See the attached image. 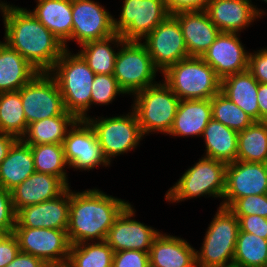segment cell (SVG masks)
I'll use <instances>...</instances> for the list:
<instances>
[{
	"instance_id": "obj_1",
	"label": "cell",
	"mask_w": 267,
	"mask_h": 267,
	"mask_svg": "<svg viewBox=\"0 0 267 267\" xmlns=\"http://www.w3.org/2000/svg\"><path fill=\"white\" fill-rule=\"evenodd\" d=\"M2 18L3 42L39 72H49L65 50L63 43L26 8L9 4Z\"/></svg>"
},
{
	"instance_id": "obj_2",
	"label": "cell",
	"mask_w": 267,
	"mask_h": 267,
	"mask_svg": "<svg viewBox=\"0 0 267 267\" xmlns=\"http://www.w3.org/2000/svg\"><path fill=\"white\" fill-rule=\"evenodd\" d=\"M128 201L94 188L81 192L70 189L67 236L71 245L104 241L115 219Z\"/></svg>"
},
{
	"instance_id": "obj_3",
	"label": "cell",
	"mask_w": 267,
	"mask_h": 267,
	"mask_svg": "<svg viewBox=\"0 0 267 267\" xmlns=\"http://www.w3.org/2000/svg\"><path fill=\"white\" fill-rule=\"evenodd\" d=\"M49 73L57 81L66 111L86 120L95 76L87 62L79 53L65 49Z\"/></svg>"
},
{
	"instance_id": "obj_4",
	"label": "cell",
	"mask_w": 267,
	"mask_h": 267,
	"mask_svg": "<svg viewBox=\"0 0 267 267\" xmlns=\"http://www.w3.org/2000/svg\"><path fill=\"white\" fill-rule=\"evenodd\" d=\"M163 82L180 100L211 99L221 91V79L201 57H188L169 66Z\"/></svg>"
},
{
	"instance_id": "obj_5",
	"label": "cell",
	"mask_w": 267,
	"mask_h": 267,
	"mask_svg": "<svg viewBox=\"0 0 267 267\" xmlns=\"http://www.w3.org/2000/svg\"><path fill=\"white\" fill-rule=\"evenodd\" d=\"M239 220L220 206L206 230L201 249L195 251L196 267H233Z\"/></svg>"
},
{
	"instance_id": "obj_6",
	"label": "cell",
	"mask_w": 267,
	"mask_h": 267,
	"mask_svg": "<svg viewBox=\"0 0 267 267\" xmlns=\"http://www.w3.org/2000/svg\"><path fill=\"white\" fill-rule=\"evenodd\" d=\"M226 165L225 162L213 158L201 157L166 192L167 202L179 203L201 196L206 198L207 195L222 200L225 192Z\"/></svg>"
},
{
	"instance_id": "obj_7",
	"label": "cell",
	"mask_w": 267,
	"mask_h": 267,
	"mask_svg": "<svg viewBox=\"0 0 267 267\" xmlns=\"http://www.w3.org/2000/svg\"><path fill=\"white\" fill-rule=\"evenodd\" d=\"M133 96L131 109L137 115L143 136L154 132L167 135L180 103L177 95L162 80Z\"/></svg>"
},
{
	"instance_id": "obj_8",
	"label": "cell",
	"mask_w": 267,
	"mask_h": 267,
	"mask_svg": "<svg viewBox=\"0 0 267 267\" xmlns=\"http://www.w3.org/2000/svg\"><path fill=\"white\" fill-rule=\"evenodd\" d=\"M120 47L113 76L125 94L131 96L158 83L155 78L159 70L141 41H124Z\"/></svg>"
},
{
	"instance_id": "obj_9",
	"label": "cell",
	"mask_w": 267,
	"mask_h": 267,
	"mask_svg": "<svg viewBox=\"0 0 267 267\" xmlns=\"http://www.w3.org/2000/svg\"><path fill=\"white\" fill-rule=\"evenodd\" d=\"M96 132L99 145L108 162L112 158L134 151L144 139L135 111L114 117H98L86 119Z\"/></svg>"
},
{
	"instance_id": "obj_10",
	"label": "cell",
	"mask_w": 267,
	"mask_h": 267,
	"mask_svg": "<svg viewBox=\"0 0 267 267\" xmlns=\"http://www.w3.org/2000/svg\"><path fill=\"white\" fill-rule=\"evenodd\" d=\"M119 18H113L115 33L125 41H142L170 14L165 0H123Z\"/></svg>"
},
{
	"instance_id": "obj_11",
	"label": "cell",
	"mask_w": 267,
	"mask_h": 267,
	"mask_svg": "<svg viewBox=\"0 0 267 267\" xmlns=\"http://www.w3.org/2000/svg\"><path fill=\"white\" fill-rule=\"evenodd\" d=\"M19 92L27 126L66 111L57 81L49 72H38Z\"/></svg>"
},
{
	"instance_id": "obj_12",
	"label": "cell",
	"mask_w": 267,
	"mask_h": 267,
	"mask_svg": "<svg viewBox=\"0 0 267 267\" xmlns=\"http://www.w3.org/2000/svg\"><path fill=\"white\" fill-rule=\"evenodd\" d=\"M63 147L68 169L72 167L90 171L97 166L111 165L102 152L95 130L87 120L78 119L74 123L67 132Z\"/></svg>"
},
{
	"instance_id": "obj_13",
	"label": "cell",
	"mask_w": 267,
	"mask_h": 267,
	"mask_svg": "<svg viewBox=\"0 0 267 267\" xmlns=\"http://www.w3.org/2000/svg\"><path fill=\"white\" fill-rule=\"evenodd\" d=\"M13 234L21 252L36 256L45 264L69 260L71 244L66 230L14 227Z\"/></svg>"
},
{
	"instance_id": "obj_14",
	"label": "cell",
	"mask_w": 267,
	"mask_h": 267,
	"mask_svg": "<svg viewBox=\"0 0 267 267\" xmlns=\"http://www.w3.org/2000/svg\"><path fill=\"white\" fill-rule=\"evenodd\" d=\"M143 40L154 66L161 73L189 57L180 24L173 15H169Z\"/></svg>"
},
{
	"instance_id": "obj_15",
	"label": "cell",
	"mask_w": 267,
	"mask_h": 267,
	"mask_svg": "<svg viewBox=\"0 0 267 267\" xmlns=\"http://www.w3.org/2000/svg\"><path fill=\"white\" fill-rule=\"evenodd\" d=\"M113 18L97 1L72 0V40L80 46L116 34Z\"/></svg>"
},
{
	"instance_id": "obj_16",
	"label": "cell",
	"mask_w": 267,
	"mask_h": 267,
	"mask_svg": "<svg viewBox=\"0 0 267 267\" xmlns=\"http://www.w3.org/2000/svg\"><path fill=\"white\" fill-rule=\"evenodd\" d=\"M267 194V164L234 161L226 165L225 192L220 206L230 207L238 198Z\"/></svg>"
},
{
	"instance_id": "obj_17",
	"label": "cell",
	"mask_w": 267,
	"mask_h": 267,
	"mask_svg": "<svg viewBox=\"0 0 267 267\" xmlns=\"http://www.w3.org/2000/svg\"><path fill=\"white\" fill-rule=\"evenodd\" d=\"M135 212L129 203L110 227L105 241L114 252L123 250L149 252L154 239L160 234L152 226L136 221Z\"/></svg>"
},
{
	"instance_id": "obj_18",
	"label": "cell",
	"mask_w": 267,
	"mask_h": 267,
	"mask_svg": "<svg viewBox=\"0 0 267 267\" xmlns=\"http://www.w3.org/2000/svg\"><path fill=\"white\" fill-rule=\"evenodd\" d=\"M239 36L238 33L220 32L201 57L221 80L248 69L249 52Z\"/></svg>"
},
{
	"instance_id": "obj_19",
	"label": "cell",
	"mask_w": 267,
	"mask_h": 267,
	"mask_svg": "<svg viewBox=\"0 0 267 267\" xmlns=\"http://www.w3.org/2000/svg\"><path fill=\"white\" fill-rule=\"evenodd\" d=\"M69 213L70 187L54 199L19 209L15 227L67 230Z\"/></svg>"
},
{
	"instance_id": "obj_20",
	"label": "cell",
	"mask_w": 267,
	"mask_h": 267,
	"mask_svg": "<svg viewBox=\"0 0 267 267\" xmlns=\"http://www.w3.org/2000/svg\"><path fill=\"white\" fill-rule=\"evenodd\" d=\"M251 0H209L207 13L220 32L238 33L263 17Z\"/></svg>"
},
{
	"instance_id": "obj_21",
	"label": "cell",
	"mask_w": 267,
	"mask_h": 267,
	"mask_svg": "<svg viewBox=\"0 0 267 267\" xmlns=\"http://www.w3.org/2000/svg\"><path fill=\"white\" fill-rule=\"evenodd\" d=\"M179 22L189 57H202L220 33L207 11L173 15Z\"/></svg>"
},
{
	"instance_id": "obj_22",
	"label": "cell",
	"mask_w": 267,
	"mask_h": 267,
	"mask_svg": "<svg viewBox=\"0 0 267 267\" xmlns=\"http://www.w3.org/2000/svg\"><path fill=\"white\" fill-rule=\"evenodd\" d=\"M68 186L57 176L34 172L11 190L15 212L23 207L39 204L61 195Z\"/></svg>"
},
{
	"instance_id": "obj_23",
	"label": "cell",
	"mask_w": 267,
	"mask_h": 267,
	"mask_svg": "<svg viewBox=\"0 0 267 267\" xmlns=\"http://www.w3.org/2000/svg\"><path fill=\"white\" fill-rule=\"evenodd\" d=\"M195 251L187 240L161 231L149 251L150 267H196Z\"/></svg>"
},
{
	"instance_id": "obj_24",
	"label": "cell",
	"mask_w": 267,
	"mask_h": 267,
	"mask_svg": "<svg viewBox=\"0 0 267 267\" xmlns=\"http://www.w3.org/2000/svg\"><path fill=\"white\" fill-rule=\"evenodd\" d=\"M212 119L211 99L180 100L169 135L174 137H202Z\"/></svg>"
},
{
	"instance_id": "obj_25",
	"label": "cell",
	"mask_w": 267,
	"mask_h": 267,
	"mask_svg": "<svg viewBox=\"0 0 267 267\" xmlns=\"http://www.w3.org/2000/svg\"><path fill=\"white\" fill-rule=\"evenodd\" d=\"M31 14L52 32L68 49L72 41V0H36Z\"/></svg>"
},
{
	"instance_id": "obj_26",
	"label": "cell",
	"mask_w": 267,
	"mask_h": 267,
	"mask_svg": "<svg viewBox=\"0 0 267 267\" xmlns=\"http://www.w3.org/2000/svg\"><path fill=\"white\" fill-rule=\"evenodd\" d=\"M38 72L19 52L0 41V93L19 91Z\"/></svg>"
},
{
	"instance_id": "obj_27",
	"label": "cell",
	"mask_w": 267,
	"mask_h": 267,
	"mask_svg": "<svg viewBox=\"0 0 267 267\" xmlns=\"http://www.w3.org/2000/svg\"><path fill=\"white\" fill-rule=\"evenodd\" d=\"M35 172L31 146L17 139L0 164V187L11 191Z\"/></svg>"
},
{
	"instance_id": "obj_28",
	"label": "cell",
	"mask_w": 267,
	"mask_h": 267,
	"mask_svg": "<svg viewBox=\"0 0 267 267\" xmlns=\"http://www.w3.org/2000/svg\"><path fill=\"white\" fill-rule=\"evenodd\" d=\"M258 86L259 83L248 69L221 80V92L254 121H259Z\"/></svg>"
},
{
	"instance_id": "obj_29",
	"label": "cell",
	"mask_w": 267,
	"mask_h": 267,
	"mask_svg": "<svg viewBox=\"0 0 267 267\" xmlns=\"http://www.w3.org/2000/svg\"><path fill=\"white\" fill-rule=\"evenodd\" d=\"M205 157L232 163L237 160L238 132L215 119H211L203 131Z\"/></svg>"
},
{
	"instance_id": "obj_30",
	"label": "cell",
	"mask_w": 267,
	"mask_h": 267,
	"mask_svg": "<svg viewBox=\"0 0 267 267\" xmlns=\"http://www.w3.org/2000/svg\"><path fill=\"white\" fill-rule=\"evenodd\" d=\"M77 120L72 113L65 111L62 115L29 124L21 139L28 145L63 144L68 130Z\"/></svg>"
},
{
	"instance_id": "obj_31",
	"label": "cell",
	"mask_w": 267,
	"mask_h": 267,
	"mask_svg": "<svg viewBox=\"0 0 267 267\" xmlns=\"http://www.w3.org/2000/svg\"><path fill=\"white\" fill-rule=\"evenodd\" d=\"M124 41L123 37L116 33L108 38L80 45L82 49L78 53L95 74H113L118 54V49L116 52L114 48H119Z\"/></svg>"
},
{
	"instance_id": "obj_32",
	"label": "cell",
	"mask_w": 267,
	"mask_h": 267,
	"mask_svg": "<svg viewBox=\"0 0 267 267\" xmlns=\"http://www.w3.org/2000/svg\"><path fill=\"white\" fill-rule=\"evenodd\" d=\"M237 161L267 164V121H254L238 132Z\"/></svg>"
},
{
	"instance_id": "obj_33",
	"label": "cell",
	"mask_w": 267,
	"mask_h": 267,
	"mask_svg": "<svg viewBox=\"0 0 267 267\" xmlns=\"http://www.w3.org/2000/svg\"><path fill=\"white\" fill-rule=\"evenodd\" d=\"M233 267H267V239L239 229Z\"/></svg>"
},
{
	"instance_id": "obj_34",
	"label": "cell",
	"mask_w": 267,
	"mask_h": 267,
	"mask_svg": "<svg viewBox=\"0 0 267 267\" xmlns=\"http://www.w3.org/2000/svg\"><path fill=\"white\" fill-rule=\"evenodd\" d=\"M27 127L20 92L0 93V132L21 139Z\"/></svg>"
},
{
	"instance_id": "obj_35",
	"label": "cell",
	"mask_w": 267,
	"mask_h": 267,
	"mask_svg": "<svg viewBox=\"0 0 267 267\" xmlns=\"http://www.w3.org/2000/svg\"><path fill=\"white\" fill-rule=\"evenodd\" d=\"M113 249L104 241L84 242L70 246L68 263L72 267H112Z\"/></svg>"
},
{
	"instance_id": "obj_36",
	"label": "cell",
	"mask_w": 267,
	"mask_h": 267,
	"mask_svg": "<svg viewBox=\"0 0 267 267\" xmlns=\"http://www.w3.org/2000/svg\"><path fill=\"white\" fill-rule=\"evenodd\" d=\"M33 154L35 172L55 175L59 177L68 187V175L66 173L67 163L64 157L63 144H39L30 145Z\"/></svg>"
},
{
	"instance_id": "obj_37",
	"label": "cell",
	"mask_w": 267,
	"mask_h": 267,
	"mask_svg": "<svg viewBox=\"0 0 267 267\" xmlns=\"http://www.w3.org/2000/svg\"><path fill=\"white\" fill-rule=\"evenodd\" d=\"M212 118L237 132L243 131L254 120L221 91L211 98Z\"/></svg>"
},
{
	"instance_id": "obj_38",
	"label": "cell",
	"mask_w": 267,
	"mask_h": 267,
	"mask_svg": "<svg viewBox=\"0 0 267 267\" xmlns=\"http://www.w3.org/2000/svg\"><path fill=\"white\" fill-rule=\"evenodd\" d=\"M91 89V106L109 105L116 96L125 94L113 74H95Z\"/></svg>"
},
{
	"instance_id": "obj_39",
	"label": "cell",
	"mask_w": 267,
	"mask_h": 267,
	"mask_svg": "<svg viewBox=\"0 0 267 267\" xmlns=\"http://www.w3.org/2000/svg\"><path fill=\"white\" fill-rule=\"evenodd\" d=\"M229 209L235 216L258 215L267 218V194L238 198Z\"/></svg>"
},
{
	"instance_id": "obj_40",
	"label": "cell",
	"mask_w": 267,
	"mask_h": 267,
	"mask_svg": "<svg viewBox=\"0 0 267 267\" xmlns=\"http://www.w3.org/2000/svg\"><path fill=\"white\" fill-rule=\"evenodd\" d=\"M16 212L13 208L11 191L0 187V234L13 233Z\"/></svg>"
},
{
	"instance_id": "obj_41",
	"label": "cell",
	"mask_w": 267,
	"mask_h": 267,
	"mask_svg": "<svg viewBox=\"0 0 267 267\" xmlns=\"http://www.w3.org/2000/svg\"><path fill=\"white\" fill-rule=\"evenodd\" d=\"M112 267H150L149 252L138 250L114 252Z\"/></svg>"
},
{
	"instance_id": "obj_42",
	"label": "cell",
	"mask_w": 267,
	"mask_h": 267,
	"mask_svg": "<svg viewBox=\"0 0 267 267\" xmlns=\"http://www.w3.org/2000/svg\"><path fill=\"white\" fill-rule=\"evenodd\" d=\"M248 70L258 83L267 84V47L249 53Z\"/></svg>"
},
{
	"instance_id": "obj_43",
	"label": "cell",
	"mask_w": 267,
	"mask_h": 267,
	"mask_svg": "<svg viewBox=\"0 0 267 267\" xmlns=\"http://www.w3.org/2000/svg\"><path fill=\"white\" fill-rule=\"evenodd\" d=\"M241 231L267 239V218L258 215L236 216Z\"/></svg>"
},
{
	"instance_id": "obj_44",
	"label": "cell",
	"mask_w": 267,
	"mask_h": 267,
	"mask_svg": "<svg viewBox=\"0 0 267 267\" xmlns=\"http://www.w3.org/2000/svg\"><path fill=\"white\" fill-rule=\"evenodd\" d=\"M170 15L181 12L206 11L209 0H165Z\"/></svg>"
},
{
	"instance_id": "obj_45",
	"label": "cell",
	"mask_w": 267,
	"mask_h": 267,
	"mask_svg": "<svg viewBox=\"0 0 267 267\" xmlns=\"http://www.w3.org/2000/svg\"><path fill=\"white\" fill-rule=\"evenodd\" d=\"M20 252L18 241L13 233L7 234L0 241V267H6Z\"/></svg>"
},
{
	"instance_id": "obj_46",
	"label": "cell",
	"mask_w": 267,
	"mask_h": 267,
	"mask_svg": "<svg viewBox=\"0 0 267 267\" xmlns=\"http://www.w3.org/2000/svg\"><path fill=\"white\" fill-rule=\"evenodd\" d=\"M45 265L38 257L20 251L6 267H44Z\"/></svg>"
},
{
	"instance_id": "obj_47",
	"label": "cell",
	"mask_w": 267,
	"mask_h": 267,
	"mask_svg": "<svg viewBox=\"0 0 267 267\" xmlns=\"http://www.w3.org/2000/svg\"><path fill=\"white\" fill-rule=\"evenodd\" d=\"M259 121H267V84L259 83L257 91Z\"/></svg>"
},
{
	"instance_id": "obj_48",
	"label": "cell",
	"mask_w": 267,
	"mask_h": 267,
	"mask_svg": "<svg viewBox=\"0 0 267 267\" xmlns=\"http://www.w3.org/2000/svg\"><path fill=\"white\" fill-rule=\"evenodd\" d=\"M16 140L15 136L0 132V164L6 158L10 147Z\"/></svg>"
},
{
	"instance_id": "obj_49",
	"label": "cell",
	"mask_w": 267,
	"mask_h": 267,
	"mask_svg": "<svg viewBox=\"0 0 267 267\" xmlns=\"http://www.w3.org/2000/svg\"><path fill=\"white\" fill-rule=\"evenodd\" d=\"M44 267H72L68 262L57 264H46Z\"/></svg>"
},
{
	"instance_id": "obj_50",
	"label": "cell",
	"mask_w": 267,
	"mask_h": 267,
	"mask_svg": "<svg viewBox=\"0 0 267 267\" xmlns=\"http://www.w3.org/2000/svg\"><path fill=\"white\" fill-rule=\"evenodd\" d=\"M7 5H9V3L5 2V1L3 2V1L0 0V12H2L1 14L4 13L5 8H6Z\"/></svg>"
},
{
	"instance_id": "obj_51",
	"label": "cell",
	"mask_w": 267,
	"mask_h": 267,
	"mask_svg": "<svg viewBox=\"0 0 267 267\" xmlns=\"http://www.w3.org/2000/svg\"><path fill=\"white\" fill-rule=\"evenodd\" d=\"M7 234H0V241L6 236Z\"/></svg>"
}]
</instances>
